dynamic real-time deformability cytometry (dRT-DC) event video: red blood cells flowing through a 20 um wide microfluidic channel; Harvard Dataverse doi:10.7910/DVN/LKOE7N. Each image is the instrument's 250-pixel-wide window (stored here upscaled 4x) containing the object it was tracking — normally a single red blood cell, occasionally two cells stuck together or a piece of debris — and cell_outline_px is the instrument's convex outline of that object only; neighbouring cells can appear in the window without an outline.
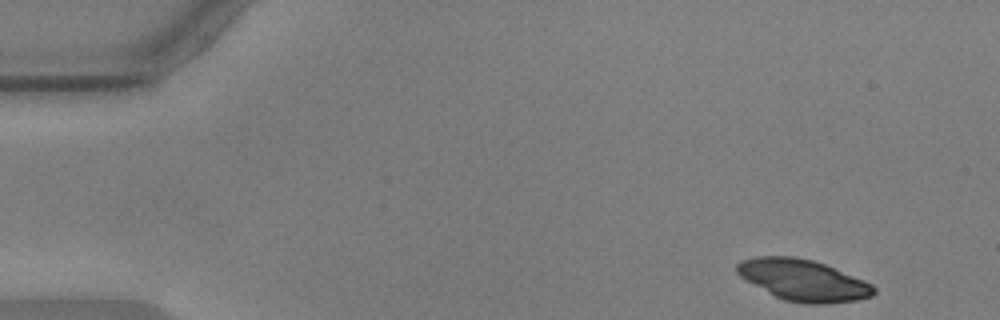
{"species": "common noctule bat (a hibernating species)", "species_latin": "Nyctalus noctula", "temperature_condition": "warm", "stored_images_in_passage": 53, "camera_frame_rate_fps": 3000, "um_per_image_px": 0.085, "animal": {"sex": "male", "body_mass_g": 17.9, "forearm_length_mm": 54.2}, "frame": {"image": 1, "passage_image": 1, "time_ms": 0.0, "image_size_px": [1000, 320], "cell_outline_px": [[876, 292], [872, 296], [856, 300], [824, 304], [804, 304], [784, 300], [776, 296], [740, 276], [736, 272], [736, 264], [740, 260], [756, 256], [796, 256], [812, 260], [824, 264], [864, 280], [872, 284], [876, 288]], "centroid_in_image_um": [68.28, 23.81], "position_along_channel_um": 16.7, "area_um2": 32.77}}
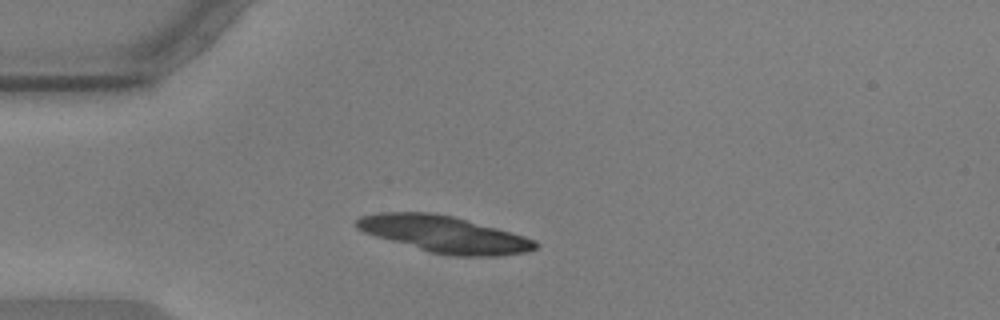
{"frame": {"image": 2, "passage_image": 11, "time_ms": 3.333, "image_size_px": [1000, 320], "cell_outline_px": [[540, 244], [536, 248], [524, 252], [496, 256], [456, 256], [428, 252], [376, 236], [364, 232], [356, 228], [356, 220], [360, 216], [380, 212], [428, 212], [452, 216], [496, 228], [524, 236], [536, 240]], "centroid_in_image_um": [37.74, 19.91], "position_along_channel_um": 47.3, "area_um2": 37.8}}